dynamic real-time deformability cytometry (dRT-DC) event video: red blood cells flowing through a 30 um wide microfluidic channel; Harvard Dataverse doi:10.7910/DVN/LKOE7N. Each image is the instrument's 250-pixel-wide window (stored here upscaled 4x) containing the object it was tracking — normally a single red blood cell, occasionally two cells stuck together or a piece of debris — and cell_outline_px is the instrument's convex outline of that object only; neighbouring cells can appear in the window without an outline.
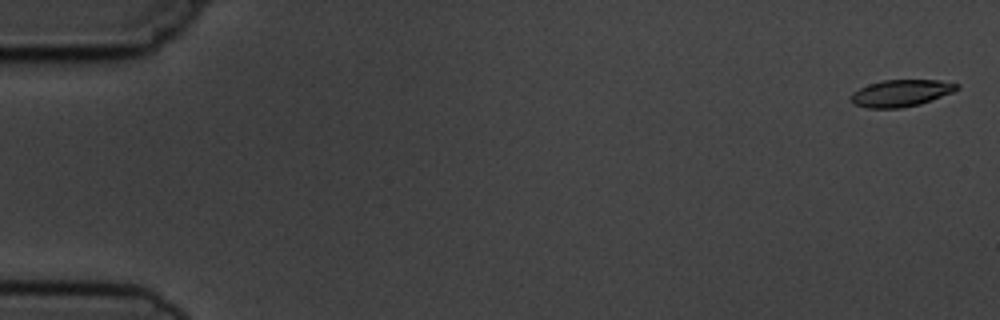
{"species": "common noctule bat (a hibernating species)", "species_latin": "Nyctalus noctula", "temperature_condition": "cold", "stored_images_in_passage": 4, "camera_frame_rate_fps": 3000, "um_per_image_px": 0.085, "animal": {"sex": "male", "body_mass_g": 19.5, "forearm_length_mm": 54.6}, "frame": {"image": 1, "passage_image": 1, "time_ms": 0.0, "image_size_px": [1000, 320], "cell_outline_px": [[960, 88], [952, 92], [920, 104], [900, 108], [868, 108], [852, 104], [848, 100], [848, 96], [852, 92], [868, 84], [880, 80], [940, 80], [960, 84]], "centroid_in_image_um": [76.52, 7.91], "position_along_channel_um": 8.5, "area_um2": 16.82}}